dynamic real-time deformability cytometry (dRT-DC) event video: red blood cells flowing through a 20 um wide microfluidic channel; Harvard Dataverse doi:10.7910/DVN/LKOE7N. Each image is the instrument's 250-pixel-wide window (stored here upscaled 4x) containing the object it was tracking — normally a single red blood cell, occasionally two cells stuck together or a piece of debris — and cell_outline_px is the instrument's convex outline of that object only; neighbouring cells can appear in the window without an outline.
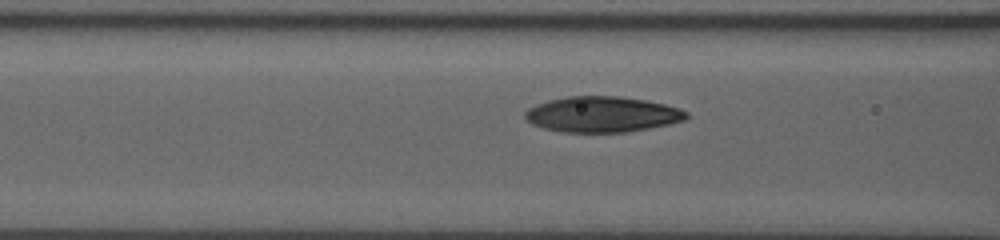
{"species": "human", "species_latin": "Homo sapiens", "temperature_condition": "room temperature", "stored_images_in_passage": 17, "segment_of_instrument_passage": [2, 2], "camera_frame_rate_fps": 3000, "um_per_image_px": 0.085, "donor": {"sex": "male"}, "frame": {"image": 1, "passage_image": 15, "time_ms": 4.667, "image_size_px": [1000, 240], "cell_outline_px": [[688, 116], [684, 120], [668, 124], [648, 128], [624, 132], [564, 132], [544, 128], [532, 124], [524, 116], [524, 112], [528, 108], [536, 104], [548, 100], [568, 96], [620, 96], [644, 100], [664, 104], [680, 108], [688, 112]], "centroid_in_image_um": [51.17, 9.71], "position_along_channel_um": 115.4, "area_um2": 33.41}}